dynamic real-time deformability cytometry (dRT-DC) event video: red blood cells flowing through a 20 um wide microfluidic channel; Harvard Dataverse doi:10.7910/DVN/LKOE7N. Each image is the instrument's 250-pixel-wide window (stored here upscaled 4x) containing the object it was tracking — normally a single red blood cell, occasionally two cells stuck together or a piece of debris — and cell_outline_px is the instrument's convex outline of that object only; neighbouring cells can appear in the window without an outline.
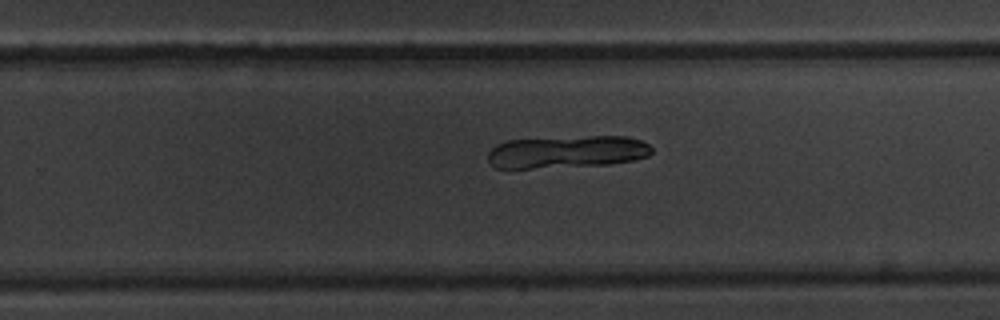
{"species": "common noctule bat (a hibernating species)", "species_latin": "Nyctalus noctula", "temperature_condition": "warm", "stored_images_in_passage": 30, "camera_frame_rate_fps": 3000, "um_per_image_px": 0.085, "animal": {"sex": "male", "body_mass_g": 20.1, "forearm_length_mm": 53.5}, "frame": {"image": 1, "passage_image": 19, "time_ms": 6.0, "image_size_px": [1000, 320], "cell_outline_px": [[652, 152], [648, 156], [632, 160], [608, 164], [532, 168], [496, 168], [488, 160], [488, 152], [496, 144], [508, 140], [588, 136], [628, 136], [640, 140], [648, 144], [652, 148]], "centroid_in_image_um": [48.2, 12.9], "position_along_channel_um": 281.6, "area_um2": 30.81}}